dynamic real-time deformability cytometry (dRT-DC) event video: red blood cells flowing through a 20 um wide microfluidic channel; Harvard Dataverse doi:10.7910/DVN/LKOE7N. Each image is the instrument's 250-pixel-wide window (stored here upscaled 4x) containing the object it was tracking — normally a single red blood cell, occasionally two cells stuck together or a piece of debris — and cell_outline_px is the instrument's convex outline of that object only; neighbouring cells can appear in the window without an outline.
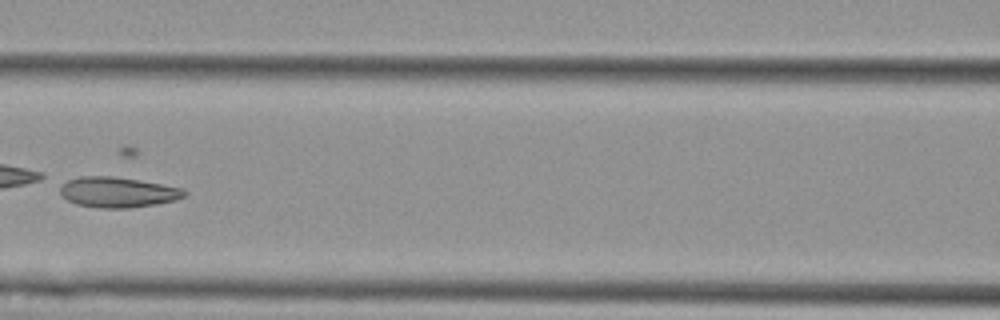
{"species": "Egyptian fruit bat (a non-hibernating species)", "species_latin": "Rousettus aegyptiacus", "temperature_condition": "cold", "stored_images_in_passage": 8, "camera_frame_rate_fps": 3000, "um_per_image_px": 0.085, "animal": {"sex": "female"}, "frame": {"image": 1, "passage_image": 6, "time_ms": 5.667, "image_size_px": [1000, 320], "cell_outline_px": [[188, 196], [176, 200], [156, 204], [128, 208], [100, 208], [76, 204], [68, 200], [60, 192], [60, 184], [68, 180], [80, 176], [112, 176], [160, 184], [180, 188], [188, 192]], "centroid_in_image_um": [10.01, 16.34], "position_along_channel_um": 156.6, "area_um2": 21.91}}
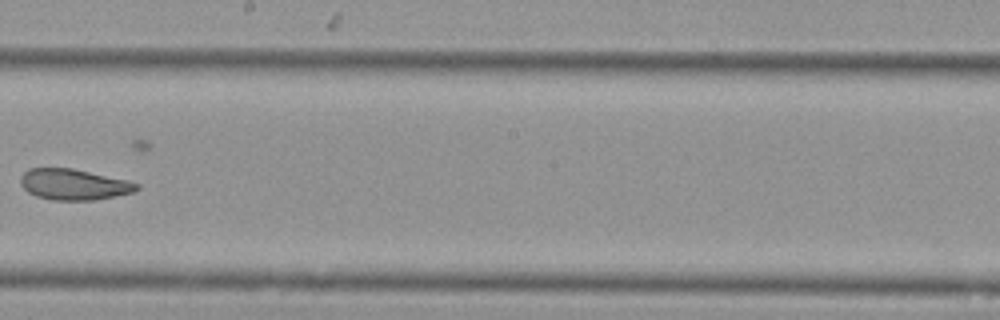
{"frame": {"image": 2, "passage_image": 8, "time_ms": 8.0, "image_size_px": [1000, 320], "cell_outline_px": [[140, 188], [132, 192], [116, 196], [92, 200], [52, 200], [36, 196], [28, 192], [20, 184], [20, 176], [28, 168], [72, 168], [128, 180], [140, 184]], "centroid_in_image_um": [6.26, 15.67], "position_along_channel_um": 241.9, "area_um2": 20.98}}